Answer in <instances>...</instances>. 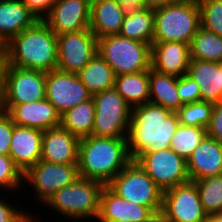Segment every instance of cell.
Instances as JSON below:
<instances>
[{
  "mask_svg": "<svg viewBox=\"0 0 222 222\" xmlns=\"http://www.w3.org/2000/svg\"><path fill=\"white\" fill-rule=\"evenodd\" d=\"M180 122L176 112L146 103L132 108L127 135L128 152L132 160L143 152L170 148L171 139Z\"/></svg>",
  "mask_w": 222,
  "mask_h": 222,
  "instance_id": "6da1fadb",
  "label": "cell"
},
{
  "mask_svg": "<svg viewBox=\"0 0 222 222\" xmlns=\"http://www.w3.org/2000/svg\"><path fill=\"white\" fill-rule=\"evenodd\" d=\"M131 161L127 139L91 135L79 140V177L108 185Z\"/></svg>",
  "mask_w": 222,
  "mask_h": 222,
  "instance_id": "7a4b0ae2",
  "label": "cell"
},
{
  "mask_svg": "<svg viewBox=\"0 0 222 222\" xmlns=\"http://www.w3.org/2000/svg\"><path fill=\"white\" fill-rule=\"evenodd\" d=\"M4 47L6 65L45 73L57 69V34L42 20L15 35Z\"/></svg>",
  "mask_w": 222,
  "mask_h": 222,
  "instance_id": "3957f363",
  "label": "cell"
},
{
  "mask_svg": "<svg viewBox=\"0 0 222 222\" xmlns=\"http://www.w3.org/2000/svg\"><path fill=\"white\" fill-rule=\"evenodd\" d=\"M153 42H180L190 44L200 27V9L197 0H176L154 9Z\"/></svg>",
  "mask_w": 222,
  "mask_h": 222,
  "instance_id": "277c9868",
  "label": "cell"
},
{
  "mask_svg": "<svg viewBox=\"0 0 222 222\" xmlns=\"http://www.w3.org/2000/svg\"><path fill=\"white\" fill-rule=\"evenodd\" d=\"M103 184L79 177L71 185L61 188L44 205L70 219H96L99 215L100 193Z\"/></svg>",
  "mask_w": 222,
  "mask_h": 222,
  "instance_id": "5b68a950",
  "label": "cell"
},
{
  "mask_svg": "<svg viewBox=\"0 0 222 222\" xmlns=\"http://www.w3.org/2000/svg\"><path fill=\"white\" fill-rule=\"evenodd\" d=\"M97 53L110 65L116 76L151 68V45L119 34L98 38Z\"/></svg>",
  "mask_w": 222,
  "mask_h": 222,
  "instance_id": "8992f818",
  "label": "cell"
},
{
  "mask_svg": "<svg viewBox=\"0 0 222 222\" xmlns=\"http://www.w3.org/2000/svg\"><path fill=\"white\" fill-rule=\"evenodd\" d=\"M92 97L95 103L92 136L127 139L132 108L114 87Z\"/></svg>",
  "mask_w": 222,
  "mask_h": 222,
  "instance_id": "52a82bcc",
  "label": "cell"
},
{
  "mask_svg": "<svg viewBox=\"0 0 222 222\" xmlns=\"http://www.w3.org/2000/svg\"><path fill=\"white\" fill-rule=\"evenodd\" d=\"M108 186L123 199L151 208L160 215L163 191L135 160L117 174Z\"/></svg>",
  "mask_w": 222,
  "mask_h": 222,
  "instance_id": "ba28073f",
  "label": "cell"
},
{
  "mask_svg": "<svg viewBox=\"0 0 222 222\" xmlns=\"http://www.w3.org/2000/svg\"><path fill=\"white\" fill-rule=\"evenodd\" d=\"M134 160L162 191L190 181L186 160L171 148L143 152Z\"/></svg>",
  "mask_w": 222,
  "mask_h": 222,
  "instance_id": "9c48e42d",
  "label": "cell"
},
{
  "mask_svg": "<svg viewBox=\"0 0 222 222\" xmlns=\"http://www.w3.org/2000/svg\"><path fill=\"white\" fill-rule=\"evenodd\" d=\"M46 73L6 65L2 104H23L46 98Z\"/></svg>",
  "mask_w": 222,
  "mask_h": 222,
  "instance_id": "30bf717a",
  "label": "cell"
},
{
  "mask_svg": "<svg viewBox=\"0 0 222 222\" xmlns=\"http://www.w3.org/2000/svg\"><path fill=\"white\" fill-rule=\"evenodd\" d=\"M160 215L168 222H205L208 219L193 181L163 191Z\"/></svg>",
  "mask_w": 222,
  "mask_h": 222,
  "instance_id": "8fae6325",
  "label": "cell"
},
{
  "mask_svg": "<svg viewBox=\"0 0 222 222\" xmlns=\"http://www.w3.org/2000/svg\"><path fill=\"white\" fill-rule=\"evenodd\" d=\"M79 178L78 164H57L38 161L25 174L23 180L29 182L38 197L36 201L44 204L58 190L71 185Z\"/></svg>",
  "mask_w": 222,
  "mask_h": 222,
  "instance_id": "7c38bea8",
  "label": "cell"
},
{
  "mask_svg": "<svg viewBox=\"0 0 222 222\" xmlns=\"http://www.w3.org/2000/svg\"><path fill=\"white\" fill-rule=\"evenodd\" d=\"M97 38L90 29L57 35V69L78 74L96 55Z\"/></svg>",
  "mask_w": 222,
  "mask_h": 222,
  "instance_id": "4fadbf2b",
  "label": "cell"
},
{
  "mask_svg": "<svg viewBox=\"0 0 222 222\" xmlns=\"http://www.w3.org/2000/svg\"><path fill=\"white\" fill-rule=\"evenodd\" d=\"M45 92L60 115L92 97L78 74L59 69L46 73Z\"/></svg>",
  "mask_w": 222,
  "mask_h": 222,
  "instance_id": "5bb4252c",
  "label": "cell"
},
{
  "mask_svg": "<svg viewBox=\"0 0 222 222\" xmlns=\"http://www.w3.org/2000/svg\"><path fill=\"white\" fill-rule=\"evenodd\" d=\"M1 110L10 116L14 125L20 127L45 131L61 124V115L46 98L23 104H2Z\"/></svg>",
  "mask_w": 222,
  "mask_h": 222,
  "instance_id": "9a60e30c",
  "label": "cell"
},
{
  "mask_svg": "<svg viewBox=\"0 0 222 222\" xmlns=\"http://www.w3.org/2000/svg\"><path fill=\"white\" fill-rule=\"evenodd\" d=\"M91 4L87 0H60L42 20L57 35L89 29Z\"/></svg>",
  "mask_w": 222,
  "mask_h": 222,
  "instance_id": "2e32d148",
  "label": "cell"
},
{
  "mask_svg": "<svg viewBox=\"0 0 222 222\" xmlns=\"http://www.w3.org/2000/svg\"><path fill=\"white\" fill-rule=\"evenodd\" d=\"M157 214L116 194L108 185L100 193L98 221L151 222Z\"/></svg>",
  "mask_w": 222,
  "mask_h": 222,
  "instance_id": "e0dca14e",
  "label": "cell"
},
{
  "mask_svg": "<svg viewBox=\"0 0 222 222\" xmlns=\"http://www.w3.org/2000/svg\"><path fill=\"white\" fill-rule=\"evenodd\" d=\"M190 60L189 44L180 42L151 44V68L158 73L181 77L187 74Z\"/></svg>",
  "mask_w": 222,
  "mask_h": 222,
  "instance_id": "ac0fdd59",
  "label": "cell"
},
{
  "mask_svg": "<svg viewBox=\"0 0 222 222\" xmlns=\"http://www.w3.org/2000/svg\"><path fill=\"white\" fill-rule=\"evenodd\" d=\"M42 138L41 130L14 126L9 156L23 174L41 160Z\"/></svg>",
  "mask_w": 222,
  "mask_h": 222,
  "instance_id": "d6986e66",
  "label": "cell"
},
{
  "mask_svg": "<svg viewBox=\"0 0 222 222\" xmlns=\"http://www.w3.org/2000/svg\"><path fill=\"white\" fill-rule=\"evenodd\" d=\"M186 164L190 181L222 175V143L206 136Z\"/></svg>",
  "mask_w": 222,
  "mask_h": 222,
  "instance_id": "ffe728a7",
  "label": "cell"
},
{
  "mask_svg": "<svg viewBox=\"0 0 222 222\" xmlns=\"http://www.w3.org/2000/svg\"><path fill=\"white\" fill-rule=\"evenodd\" d=\"M79 139L61 126L43 131L41 160L78 164Z\"/></svg>",
  "mask_w": 222,
  "mask_h": 222,
  "instance_id": "44dd1931",
  "label": "cell"
},
{
  "mask_svg": "<svg viewBox=\"0 0 222 222\" xmlns=\"http://www.w3.org/2000/svg\"><path fill=\"white\" fill-rule=\"evenodd\" d=\"M187 75L198 85L201 100L222 101V63L191 59Z\"/></svg>",
  "mask_w": 222,
  "mask_h": 222,
  "instance_id": "7402d4cb",
  "label": "cell"
},
{
  "mask_svg": "<svg viewBox=\"0 0 222 222\" xmlns=\"http://www.w3.org/2000/svg\"><path fill=\"white\" fill-rule=\"evenodd\" d=\"M127 10L114 0H97L91 3L89 29L95 37L117 35Z\"/></svg>",
  "mask_w": 222,
  "mask_h": 222,
  "instance_id": "603a6c76",
  "label": "cell"
},
{
  "mask_svg": "<svg viewBox=\"0 0 222 222\" xmlns=\"http://www.w3.org/2000/svg\"><path fill=\"white\" fill-rule=\"evenodd\" d=\"M37 21L20 0H0V45H6L15 35L31 28Z\"/></svg>",
  "mask_w": 222,
  "mask_h": 222,
  "instance_id": "cb8c5ba5",
  "label": "cell"
},
{
  "mask_svg": "<svg viewBox=\"0 0 222 222\" xmlns=\"http://www.w3.org/2000/svg\"><path fill=\"white\" fill-rule=\"evenodd\" d=\"M114 88L131 108L149 103V70L116 76Z\"/></svg>",
  "mask_w": 222,
  "mask_h": 222,
  "instance_id": "d4e9b609",
  "label": "cell"
},
{
  "mask_svg": "<svg viewBox=\"0 0 222 222\" xmlns=\"http://www.w3.org/2000/svg\"><path fill=\"white\" fill-rule=\"evenodd\" d=\"M150 103L176 112L183 104L177 92V77L149 69Z\"/></svg>",
  "mask_w": 222,
  "mask_h": 222,
  "instance_id": "484cf974",
  "label": "cell"
},
{
  "mask_svg": "<svg viewBox=\"0 0 222 222\" xmlns=\"http://www.w3.org/2000/svg\"><path fill=\"white\" fill-rule=\"evenodd\" d=\"M154 9L127 11L119 35L151 45L154 37Z\"/></svg>",
  "mask_w": 222,
  "mask_h": 222,
  "instance_id": "4316f807",
  "label": "cell"
},
{
  "mask_svg": "<svg viewBox=\"0 0 222 222\" xmlns=\"http://www.w3.org/2000/svg\"><path fill=\"white\" fill-rule=\"evenodd\" d=\"M78 76L92 96L113 88L116 77L113 69L98 53L78 73Z\"/></svg>",
  "mask_w": 222,
  "mask_h": 222,
  "instance_id": "83f0119b",
  "label": "cell"
},
{
  "mask_svg": "<svg viewBox=\"0 0 222 222\" xmlns=\"http://www.w3.org/2000/svg\"><path fill=\"white\" fill-rule=\"evenodd\" d=\"M94 120L95 103L91 97L63 113L60 126L80 140L92 135Z\"/></svg>",
  "mask_w": 222,
  "mask_h": 222,
  "instance_id": "f1b7e54d",
  "label": "cell"
},
{
  "mask_svg": "<svg viewBox=\"0 0 222 222\" xmlns=\"http://www.w3.org/2000/svg\"><path fill=\"white\" fill-rule=\"evenodd\" d=\"M190 58L222 63V36L199 27L190 44Z\"/></svg>",
  "mask_w": 222,
  "mask_h": 222,
  "instance_id": "f546056e",
  "label": "cell"
},
{
  "mask_svg": "<svg viewBox=\"0 0 222 222\" xmlns=\"http://www.w3.org/2000/svg\"><path fill=\"white\" fill-rule=\"evenodd\" d=\"M204 212L209 216L222 212V175L193 181Z\"/></svg>",
  "mask_w": 222,
  "mask_h": 222,
  "instance_id": "4dcf8cb0",
  "label": "cell"
},
{
  "mask_svg": "<svg viewBox=\"0 0 222 222\" xmlns=\"http://www.w3.org/2000/svg\"><path fill=\"white\" fill-rule=\"evenodd\" d=\"M206 136L207 132L204 127L180 124L171 139L170 148L187 160Z\"/></svg>",
  "mask_w": 222,
  "mask_h": 222,
  "instance_id": "1f68e13d",
  "label": "cell"
},
{
  "mask_svg": "<svg viewBox=\"0 0 222 222\" xmlns=\"http://www.w3.org/2000/svg\"><path fill=\"white\" fill-rule=\"evenodd\" d=\"M212 109L213 103L200 100L182 105L176 113L182 125L207 128Z\"/></svg>",
  "mask_w": 222,
  "mask_h": 222,
  "instance_id": "d6a6232c",
  "label": "cell"
},
{
  "mask_svg": "<svg viewBox=\"0 0 222 222\" xmlns=\"http://www.w3.org/2000/svg\"><path fill=\"white\" fill-rule=\"evenodd\" d=\"M200 9V26L222 36V0H197Z\"/></svg>",
  "mask_w": 222,
  "mask_h": 222,
  "instance_id": "836d02e7",
  "label": "cell"
},
{
  "mask_svg": "<svg viewBox=\"0 0 222 222\" xmlns=\"http://www.w3.org/2000/svg\"><path fill=\"white\" fill-rule=\"evenodd\" d=\"M23 173L16 167L9 155H0V187L9 191L23 185Z\"/></svg>",
  "mask_w": 222,
  "mask_h": 222,
  "instance_id": "e575fe53",
  "label": "cell"
},
{
  "mask_svg": "<svg viewBox=\"0 0 222 222\" xmlns=\"http://www.w3.org/2000/svg\"><path fill=\"white\" fill-rule=\"evenodd\" d=\"M177 92L183 105L201 100L198 85L187 74L177 77Z\"/></svg>",
  "mask_w": 222,
  "mask_h": 222,
  "instance_id": "d590c367",
  "label": "cell"
},
{
  "mask_svg": "<svg viewBox=\"0 0 222 222\" xmlns=\"http://www.w3.org/2000/svg\"><path fill=\"white\" fill-rule=\"evenodd\" d=\"M14 126L10 116L0 110V155H9Z\"/></svg>",
  "mask_w": 222,
  "mask_h": 222,
  "instance_id": "8d00e7d4",
  "label": "cell"
},
{
  "mask_svg": "<svg viewBox=\"0 0 222 222\" xmlns=\"http://www.w3.org/2000/svg\"><path fill=\"white\" fill-rule=\"evenodd\" d=\"M25 212L0 199V222H33L35 218Z\"/></svg>",
  "mask_w": 222,
  "mask_h": 222,
  "instance_id": "74e56055",
  "label": "cell"
},
{
  "mask_svg": "<svg viewBox=\"0 0 222 222\" xmlns=\"http://www.w3.org/2000/svg\"><path fill=\"white\" fill-rule=\"evenodd\" d=\"M206 132L208 137L222 143V101L213 103L211 119Z\"/></svg>",
  "mask_w": 222,
  "mask_h": 222,
  "instance_id": "f35d334b",
  "label": "cell"
},
{
  "mask_svg": "<svg viewBox=\"0 0 222 222\" xmlns=\"http://www.w3.org/2000/svg\"><path fill=\"white\" fill-rule=\"evenodd\" d=\"M28 10L37 18L43 20L51 11L52 0H20Z\"/></svg>",
  "mask_w": 222,
  "mask_h": 222,
  "instance_id": "ab89813d",
  "label": "cell"
},
{
  "mask_svg": "<svg viewBox=\"0 0 222 222\" xmlns=\"http://www.w3.org/2000/svg\"><path fill=\"white\" fill-rule=\"evenodd\" d=\"M6 64H7V61H6L5 47L3 45H0V110L2 106L4 71H5Z\"/></svg>",
  "mask_w": 222,
  "mask_h": 222,
  "instance_id": "60d3db41",
  "label": "cell"
},
{
  "mask_svg": "<svg viewBox=\"0 0 222 222\" xmlns=\"http://www.w3.org/2000/svg\"><path fill=\"white\" fill-rule=\"evenodd\" d=\"M127 11L142 10L145 8V0H114Z\"/></svg>",
  "mask_w": 222,
  "mask_h": 222,
  "instance_id": "b9f144b4",
  "label": "cell"
},
{
  "mask_svg": "<svg viewBox=\"0 0 222 222\" xmlns=\"http://www.w3.org/2000/svg\"><path fill=\"white\" fill-rule=\"evenodd\" d=\"M175 1L176 0H145V8L157 9Z\"/></svg>",
  "mask_w": 222,
  "mask_h": 222,
  "instance_id": "7bdbcfd3",
  "label": "cell"
},
{
  "mask_svg": "<svg viewBox=\"0 0 222 222\" xmlns=\"http://www.w3.org/2000/svg\"><path fill=\"white\" fill-rule=\"evenodd\" d=\"M208 220L210 222H222V212L209 215Z\"/></svg>",
  "mask_w": 222,
  "mask_h": 222,
  "instance_id": "ee69618b",
  "label": "cell"
},
{
  "mask_svg": "<svg viewBox=\"0 0 222 222\" xmlns=\"http://www.w3.org/2000/svg\"><path fill=\"white\" fill-rule=\"evenodd\" d=\"M151 222H168L161 215H157Z\"/></svg>",
  "mask_w": 222,
  "mask_h": 222,
  "instance_id": "f6af8a7d",
  "label": "cell"
},
{
  "mask_svg": "<svg viewBox=\"0 0 222 222\" xmlns=\"http://www.w3.org/2000/svg\"><path fill=\"white\" fill-rule=\"evenodd\" d=\"M98 222H121V221L116 220V221H98Z\"/></svg>",
  "mask_w": 222,
  "mask_h": 222,
  "instance_id": "bcb514c9",
  "label": "cell"
},
{
  "mask_svg": "<svg viewBox=\"0 0 222 222\" xmlns=\"http://www.w3.org/2000/svg\"><path fill=\"white\" fill-rule=\"evenodd\" d=\"M87 1L91 4L92 2H95L97 0H87Z\"/></svg>",
  "mask_w": 222,
  "mask_h": 222,
  "instance_id": "7dc6e473",
  "label": "cell"
},
{
  "mask_svg": "<svg viewBox=\"0 0 222 222\" xmlns=\"http://www.w3.org/2000/svg\"><path fill=\"white\" fill-rule=\"evenodd\" d=\"M60 0H52L53 3L59 2Z\"/></svg>",
  "mask_w": 222,
  "mask_h": 222,
  "instance_id": "c3c4849f",
  "label": "cell"
}]
</instances>
